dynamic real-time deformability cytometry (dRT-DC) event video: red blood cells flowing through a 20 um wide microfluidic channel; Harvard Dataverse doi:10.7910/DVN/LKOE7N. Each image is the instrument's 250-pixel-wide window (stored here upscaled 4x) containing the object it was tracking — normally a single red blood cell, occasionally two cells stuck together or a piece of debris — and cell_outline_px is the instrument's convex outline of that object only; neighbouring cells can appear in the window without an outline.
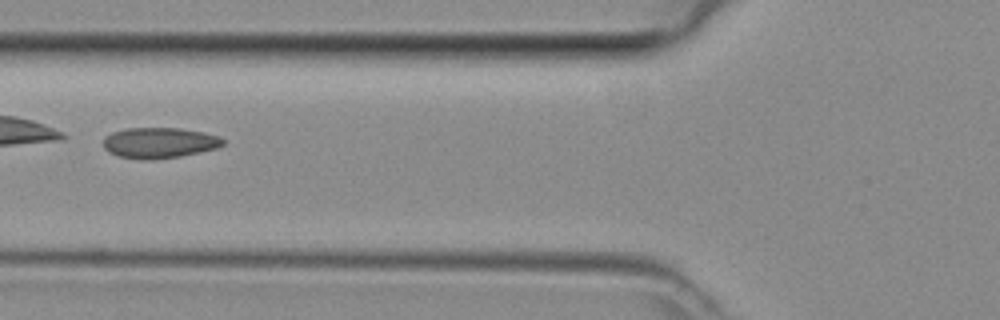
{"species": "common noctule bat (a hibernating species)", "species_latin": "Nyctalus noctula", "temperature_condition": "room temperature", "stored_images_in_passage": 40, "camera_frame_rate_fps": 3000, "um_per_image_px": 0.085, "animal": {"sex": "female", "body_mass_g": 29.2, "forearm_length_mm": 56.3}, "frame": {"image": 1, "passage_image": 13, "time_ms": 4.0, "image_size_px": [1000, 320], "cell_outline_px": [[224, 144], [216, 148], [200, 152], [180, 156], [152, 160], [140, 160], [120, 156], [108, 152], [104, 148], [104, 136], [112, 132], [128, 128], [180, 128], [204, 132], [220, 136], [224, 140]], "centroid_in_image_um": [13.54, 12.14], "position_along_channel_um": 112.3, "area_um2": 21.5}}
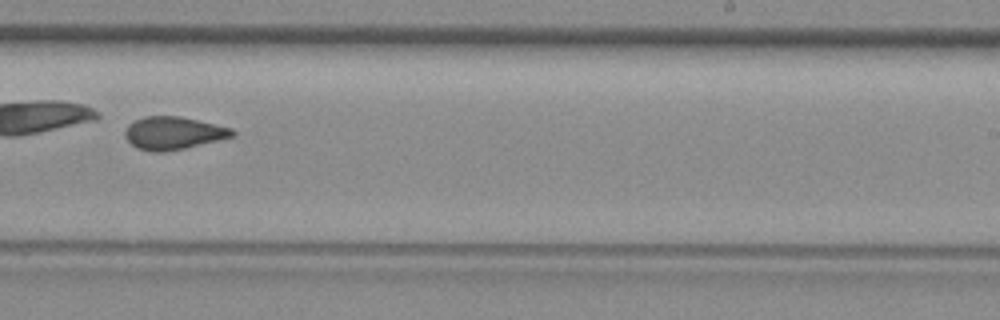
{"frame": {"image": 2, "passage_image": 24, "time_ms": 7.667, "image_size_px": [1000, 320], "cell_outline_px": [[236, 136], [184, 148], [160, 152], [152, 152], [136, 148], [124, 136], [124, 132], [128, 124], [144, 116], [180, 116], [232, 128], [236, 132]], "centroid_in_image_um": [14.73, 11.31], "position_along_channel_um": 274.3, "area_um2": 20.46}}
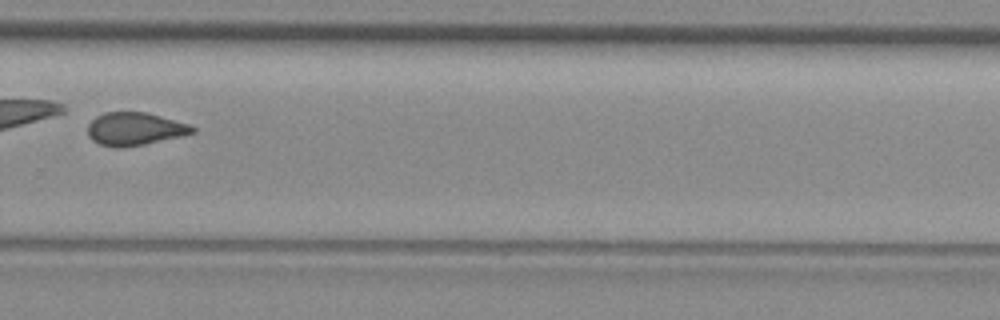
{"frame": {"image": 3, "passage_image": 27, "time_ms": 8.667, "image_size_px": [1000, 320], "cell_outline_px": [[196, 132], [180, 136], [144, 144], [100, 144], [92, 140], [88, 136], [88, 124], [96, 116], [104, 112], [144, 112], [160, 116], [188, 124], [196, 128]], "centroid_in_image_um": [11.47, 10.91], "position_along_channel_um": 318.3, "area_um2": 19.25}}